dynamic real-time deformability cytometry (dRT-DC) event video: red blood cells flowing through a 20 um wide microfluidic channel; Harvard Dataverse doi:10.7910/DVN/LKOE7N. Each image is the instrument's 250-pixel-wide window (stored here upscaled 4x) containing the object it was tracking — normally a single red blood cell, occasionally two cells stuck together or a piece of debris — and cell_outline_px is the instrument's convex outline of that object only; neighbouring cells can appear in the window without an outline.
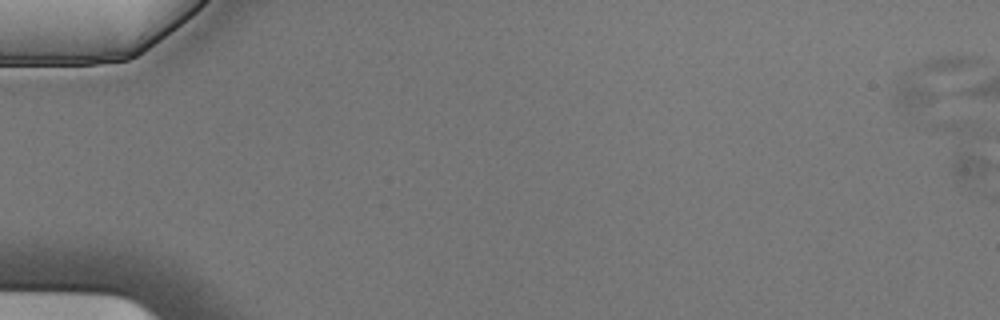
{"species": "Egyptian fruit bat (a non-hibernating species)", "species_latin": "Rousettus aegyptiacus", "temperature_condition": "cold", "stored_images_in_passage": 7, "camera_frame_rate_fps": 3000, "um_per_image_px": 0.085, "animal": {"sex": "male"}, "frame": {"image": 1, "passage_image": 7, "time_ms": 2.0, "image_size_px": [1000, 320], "cell_outline_px": [[980, 60], [976, 64], [936, 100], [920, 108], [896, 108], [892, 96], [896, 84], [900, 76], [908, 68], [932, 56], [980, 56]], "centroid_in_image_um": [79.08, 6.79], "position_along_channel_um": 5.9, "area_um2": 19.94}}